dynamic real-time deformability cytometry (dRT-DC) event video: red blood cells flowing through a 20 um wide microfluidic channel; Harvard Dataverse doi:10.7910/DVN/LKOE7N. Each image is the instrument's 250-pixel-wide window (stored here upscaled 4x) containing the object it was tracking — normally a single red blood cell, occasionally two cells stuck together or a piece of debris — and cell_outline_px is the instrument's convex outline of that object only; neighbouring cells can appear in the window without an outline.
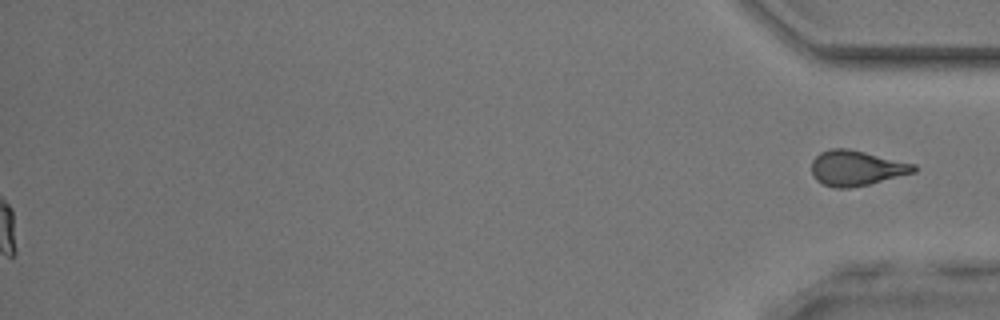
{"species": "common noctule bat (a hibernating species)", "species_latin": "Nyctalus noctula", "temperature_condition": "room temperature", "stored_images_in_passage": 47, "segment_of_instrument_passage": [2, 2], "camera_frame_rate_fps": 3000, "um_per_image_px": 0.085, "animal": {"sex": "male", "body_mass_g": 17.9, "forearm_length_mm": 54.2}, "frame": {"image": 1, "passage_image": 47, "time_ms": 15.333, "image_size_px": [1000, 320], "cell_outline_px": [[920, 168], [916, 172], [868, 184], [848, 188], [836, 188], [824, 184], [816, 180], [812, 172], [812, 160], [820, 152], [832, 148], [848, 148], [916, 164]], "centroid_in_image_um": [72.82, 14.28], "position_along_channel_um": 362.4, "area_um2": 20.98}}